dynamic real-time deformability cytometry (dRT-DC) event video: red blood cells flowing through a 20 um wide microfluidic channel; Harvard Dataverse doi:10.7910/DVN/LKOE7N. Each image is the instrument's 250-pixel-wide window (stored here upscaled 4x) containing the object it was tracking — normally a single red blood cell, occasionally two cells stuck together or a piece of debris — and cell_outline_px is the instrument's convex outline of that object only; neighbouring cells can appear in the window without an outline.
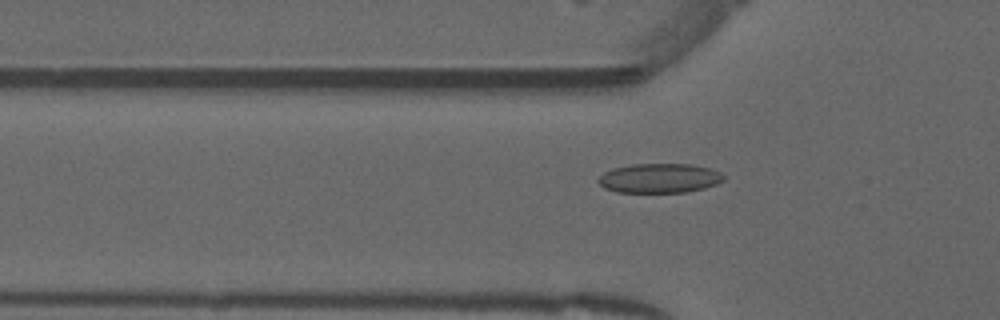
{"species": "common noctule bat (a hibernating species)", "species_latin": "Nyctalus noctula", "temperature_condition": "warm", "stored_images_in_passage": 19, "camera_frame_rate_fps": 3000, "um_per_image_px": 0.085, "animal": {"sex": "male", "forearm_length_mm": 52.5}, "frame": {"image": 1, "passage_image": 11, "time_ms": 3.333, "image_size_px": [1000, 320], "cell_outline_px": [[724, 180], [716, 184], [704, 188], [688, 192], [616, 192], [604, 188], [596, 180], [604, 172], [612, 168], [632, 164], [692, 164], [712, 168], [720, 172], [724, 176]], "centroid_in_image_um": [56.05, 15.14], "position_along_channel_um": 69.7, "area_um2": 21.68}}
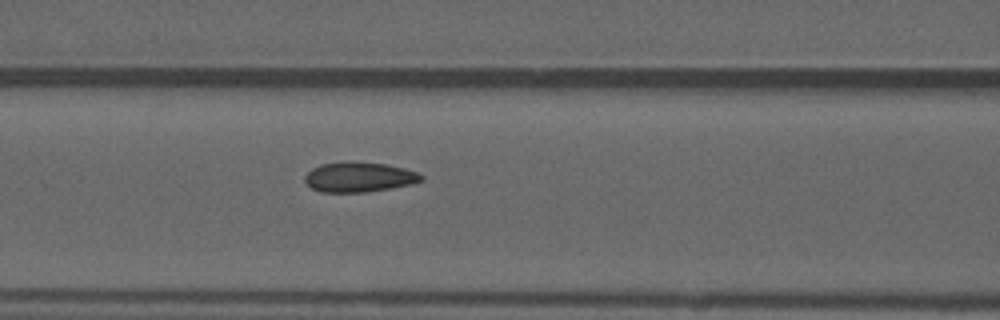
{"frame": {"image": 2, "passage_image": 16, "time_ms": 5.0, "image_size_px": [1000, 320], "cell_outline_px": [[424, 180], [412, 184], [368, 192], [320, 192], [312, 188], [304, 180], [304, 176], [312, 168], [320, 164], [344, 160], [352, 160], [388, 164], [404, 168], [416, 172], [424, 176]], "centroid_in_image_um": [30.51, 15.03], "position_along_channel_um": 136.1, "area_um2": 20.75}}